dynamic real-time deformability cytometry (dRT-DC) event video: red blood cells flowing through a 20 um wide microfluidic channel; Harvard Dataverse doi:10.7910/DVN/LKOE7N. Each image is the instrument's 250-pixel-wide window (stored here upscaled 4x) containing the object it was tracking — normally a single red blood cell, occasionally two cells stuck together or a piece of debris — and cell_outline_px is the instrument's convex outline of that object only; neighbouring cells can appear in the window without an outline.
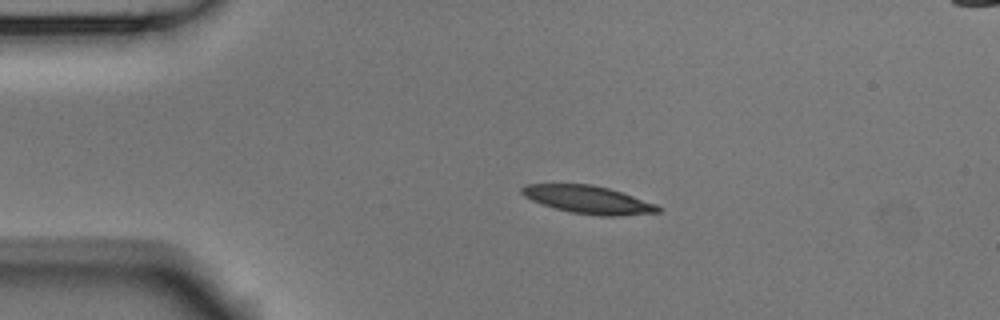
{"species": "Egyptian fruit bat (a non-hibernating species)", "species_latin": "Rousettus aegyptiacus", "temperature_condition": "room temperature", "stored_images_in_passage": 5, "camera_frame_rate_fps": 3000, "um_per_image_px": 0.085, "animal": {"sex": "male"}, "frame": {"image": 1, "passage_image": 4, "time_ms": 1.0, "image_size_px": [1000, 320], "cell_outline_px": [[660, 212], [620, 216], [600, 216], [572, 212], [556, 208], [532, 200], [524, 196], [520, 192], [520, 188], [528, 184], [592, 184], [608, 188], [656, 204], [660, 208]], "centroid_in_image_um": [50.0, 16.97], "position_along_channel_um": 35.0, "area_um2": 21.79}}